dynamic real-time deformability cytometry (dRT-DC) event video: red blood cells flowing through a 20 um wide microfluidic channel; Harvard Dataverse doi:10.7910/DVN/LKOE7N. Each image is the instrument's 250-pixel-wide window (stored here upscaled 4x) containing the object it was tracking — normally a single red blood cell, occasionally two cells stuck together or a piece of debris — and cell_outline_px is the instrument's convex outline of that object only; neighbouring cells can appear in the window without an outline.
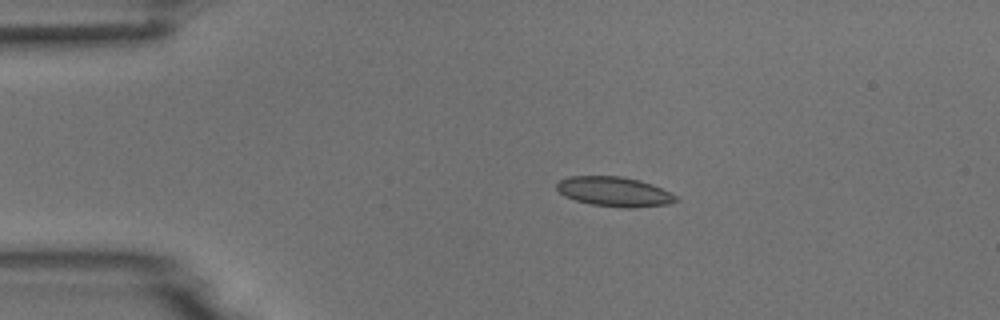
{"species": "common noctule bat (a hibernating species)", "species_latin": "Nyctalus noctula", "temperature_condition": "room temperature", "stored_images_in_passage": 7, "camera_frame_rate_fps": 3000, "um_per_image_px": 0.085, "animal": {"sex": "male", "body_mass_g": 18.8}, "frame": {"image": 1, "passage_image": 3, "time_ms": 2.667, "image_size_px": [1000, 320], "cell_outline_px": [[680, 200], [668, 204], [632, 208], [624, 208], [592, 204], [576, 200], [564, 196], [556, 188], [556, 184], [560, 180], [568, 176], [620, 176], [640, 180], [652, 184], [676, 196]], "centroid_in_image_um": [52.2, 16.29], "position_along_channel_um": 32.8, "area_um2": 20.52}}
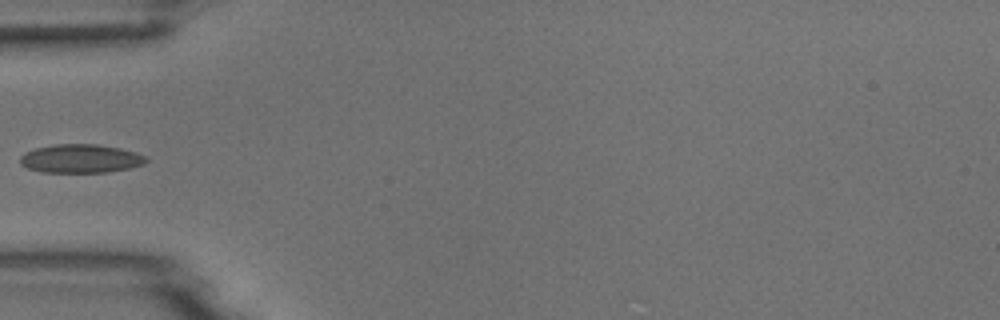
{"frame": {"image": 2, "passage_image": 5, "time_ms": 5.0, "image_size_px": [1000, 320], "cell_outline_px": [[148, 160], [144, 164], [128, 168], [108, 172], [44, 172], [28, 168], [20, 164], [20, 156], [24, 152], [36, 148], [56, 144], [100, 144], [120, 148], [136, 152], [148, 156]], "centroid_in_image_um": [6.88, 13.47], "position_along_channel_um": 78.1, "area_um2": 21.1}}